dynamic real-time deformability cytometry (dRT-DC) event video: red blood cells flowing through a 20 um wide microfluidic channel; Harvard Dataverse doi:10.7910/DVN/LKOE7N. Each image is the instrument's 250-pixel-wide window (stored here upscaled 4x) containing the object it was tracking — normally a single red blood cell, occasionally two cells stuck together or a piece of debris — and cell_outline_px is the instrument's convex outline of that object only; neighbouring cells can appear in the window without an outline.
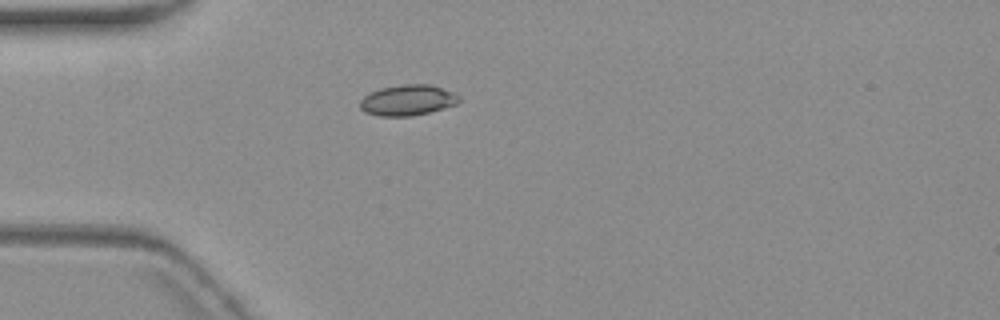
{"species": "common noctule bat (a hibernating species)", "species_latin": "Nyctalus noctula", "temperature_condition": "warm", "stored_images_in_passage": 1, "camera_frame_rate_fps": 3000, "um_per_image_px": 0.085, "animal": {"sex": "female", "body_mass_g": 19.3, "forearm_length_mm": 54.1}, "frame": {"image": 1, "passage_image": 1, "time_ms": 0.0, "image_size_px": [1000, 320], "cell_outline_px": [[460, 100], [456, 104], [428, 112], [412, 116], [380, 116], [364, 112], [360, 108], [360, 100], [364, 96], [380, 88], [404, 84], [432, 84], [452, 92], [460, 96]], "centroid_in_image_um": [34.64, 8.51], "position_along_channel_um": 50.4, "area_um2": 17.63}}